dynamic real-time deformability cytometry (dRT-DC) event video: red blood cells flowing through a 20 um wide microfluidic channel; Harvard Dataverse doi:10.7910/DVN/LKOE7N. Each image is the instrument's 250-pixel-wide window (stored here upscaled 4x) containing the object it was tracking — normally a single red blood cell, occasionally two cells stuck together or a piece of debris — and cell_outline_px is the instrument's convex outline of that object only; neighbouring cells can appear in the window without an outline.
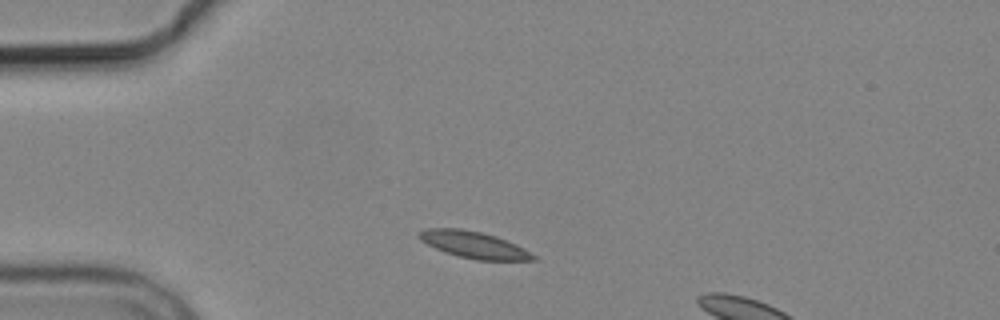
{"species": "common noctule bat (a hibernating species)", "species_latin": "Nyctalus noctula", "temperature_condition": "cold", "stored_images_in_passage": 2, "camera_frame_rate_fps": 3000, "um_per_image_px": 0.085, "animal": {"sex": "male", "body_mass_g": 19.2, "forearm_length_mm": 51.8}, "frame": {"image": 1, "passage_image": 1, "time_ms": 0.0, "image_size_px": [1000, 320], "cell_outline_px": [[536, 260], [476, 260], [444, 252], [420, 240], [416, 236], [416, 232], [424, 228], [460, 228], [480, 232], [496, 236], [516, 244], [524, 248], [536, 256]], "centroid_in_image_um": [40.24, 20.79], "position_along_channel_um": 44.8, "area_um2": 17.8}}